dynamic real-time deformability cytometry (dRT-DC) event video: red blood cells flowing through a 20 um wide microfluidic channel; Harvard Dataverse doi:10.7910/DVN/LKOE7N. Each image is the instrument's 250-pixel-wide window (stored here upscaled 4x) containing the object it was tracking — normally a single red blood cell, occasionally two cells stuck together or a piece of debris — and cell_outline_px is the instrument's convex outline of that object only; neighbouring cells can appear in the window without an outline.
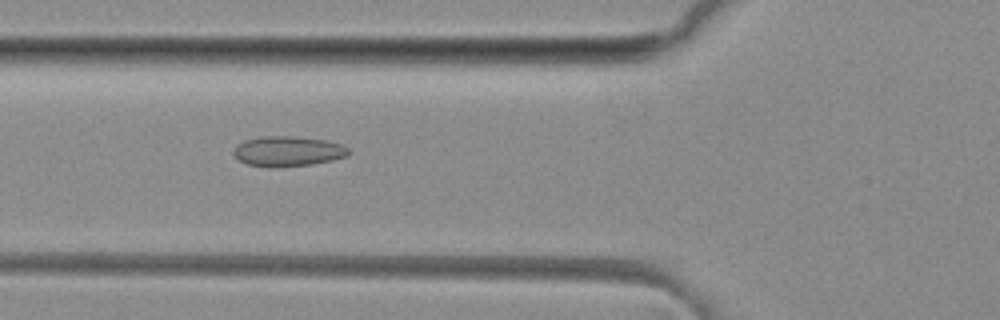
{"species": "common noctule bat (a hibernating species)", "species_latin": "Nyctalus noctula", "temperature_condition": "room temperature", "stored_images_in_passage": 36, "camera_frame_rate_fps": 3000, "um_per_image_px": 0.085, "animal": {"sex": "female", "body_mass_g": 29.2, "forearm_length_mm": 56.3}, "frame": {"image": 1, "passage_image": 5, "time_ms": 1.333, "image_size_px": [1000, 320], "cell_outline_px": [[348, 156], [332, 160], [312, 164], [276, 168], [268, 168], [248, 164], [240, 160], [232, 152], [236, 144], [244, 140], [264, 136], [292, 136], [324, 140], [340, 144], [348, 148]], "centroid_in_image_um": [24.43, 12.87], "position_along_channel_um": 101.4, "area_um2": 20.23}}
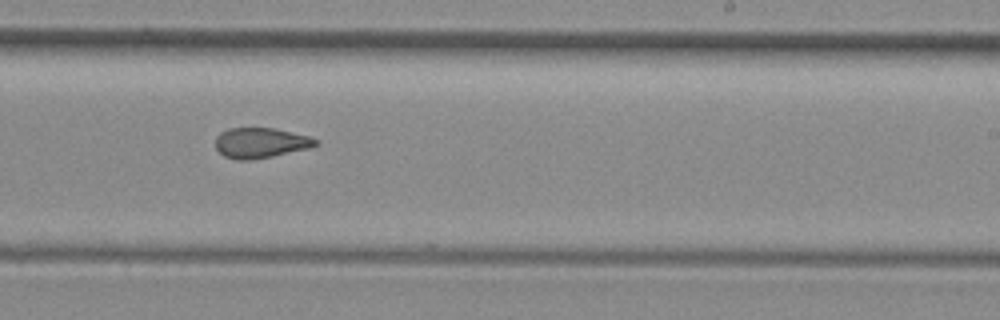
{"frame": {"image": 2, "passage_image": 17, "time_ms": 5.333, "image_size_px": [1000, 320], "cell_outline_px": [[320, 144], [308, 148], [272, 156], [252, 160], [236, 160], [224, 156], [216, 148], [216, 136], [220, 132], [228, 128], [276, 128], [312, 136], [320, 140]], "centroid_in_image_um": [22.19, 12.13], "position_along_channel_um": 266.8, "area_um2": 17.92}}
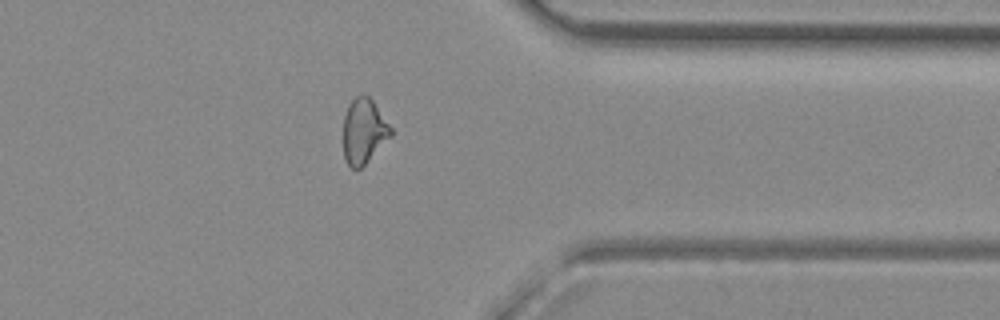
{"frame": {"image": 3, "passage_image": 26, "time_ms": 8.333, "image_size_px": [1000, 320], "cell_outline_px": [[392, 136], [360, 168], [352, 168], [344, 160], [344, 116], [348, 104], [356, 96], [364, 92], [372, 100], [392, 128]], "centroid_in_image_um": [30.92, 11.12], "position_along_channel_um": 380.5, "area_um2": 17.92}, "authors_computed_cell_mechanics": {"area_um2": 18.3515, "velocity_mm_per_s": 4.1456, "shape_relaxation_time_tau1_ms": null, "shape_relaxation_time_tau2_ms": 1.4262, "deformation_change_tau1": null, "deformation_change_tau2": 0.0748}}